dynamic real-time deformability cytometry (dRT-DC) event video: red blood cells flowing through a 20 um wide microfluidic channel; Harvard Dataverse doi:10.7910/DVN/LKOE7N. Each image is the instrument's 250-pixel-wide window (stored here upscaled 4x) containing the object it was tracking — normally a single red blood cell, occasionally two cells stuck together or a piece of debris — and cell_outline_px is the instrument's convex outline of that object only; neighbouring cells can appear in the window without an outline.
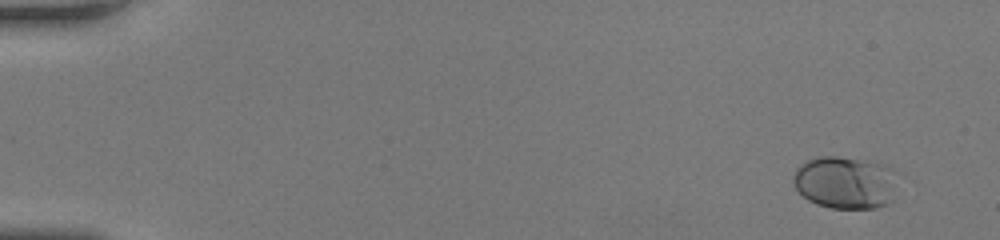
{"species": "human", "species_latin": "Homo sapiens", "temperature_condition": "room temperature", "stored_images_in_passage": 11, "camera_frame_rate_fps": 3000, "um_per_image_px": 0.085, "donor": {"sex": "female"}, "frame": {"image": 1, "passage_image": 1, "time_ms": 0.0, "image_size_px": [1000, 240], "cell_outline_px": [[896, 172], [892, 200], [888, 204], [876, 208], [832, 208], [816, 204], [808, 200], [796, 188], [792, 180], [796, 168], [800, 164], [808, 160], [820, 156], [836, 156], [884, 164], [896, 168]], "centroid_in_image_um": [71.85, 15.51], "position_along_channel_um": 13.1, "area_um2": 32.02}}